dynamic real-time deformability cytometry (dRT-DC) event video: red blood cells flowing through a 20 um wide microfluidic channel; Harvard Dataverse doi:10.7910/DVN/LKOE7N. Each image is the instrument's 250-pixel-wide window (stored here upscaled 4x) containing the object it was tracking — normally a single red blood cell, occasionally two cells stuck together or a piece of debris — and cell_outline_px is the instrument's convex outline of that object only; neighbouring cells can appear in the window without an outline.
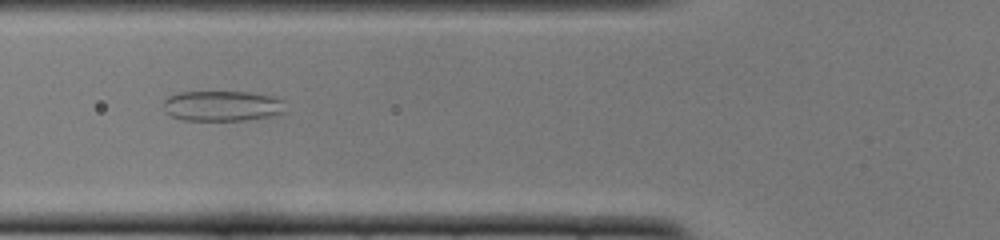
{"species": "common noctule bat (a hibernating species)", "species_latin": "Nyctalus noctula", "temperature_condition": "cold", "stored_images_in_passage": 52, "camera_frame_rate_fps": 3000, "um_per_image_px": 0.085, "animal": {"sex": "female", "body_mass_g": 22.0, "forearm_length_mm": 56.7}, "frame": {"image": 1, "passage_image": 19, "time_ms": 6.0, "image_size_px": [1000, 240], "cell_outline_px": [[284, 112], [268, 116], [244, 120], [184, 120], [172, 116], [164, 108], [164, 100], [168, 96], [180, 92], [248, 92], [272, 96], [284, 100]], "centroid_in_image_um": [18.89, 8.99], "position_along_channel_um": 106.9, "area_um2": 21.39}}
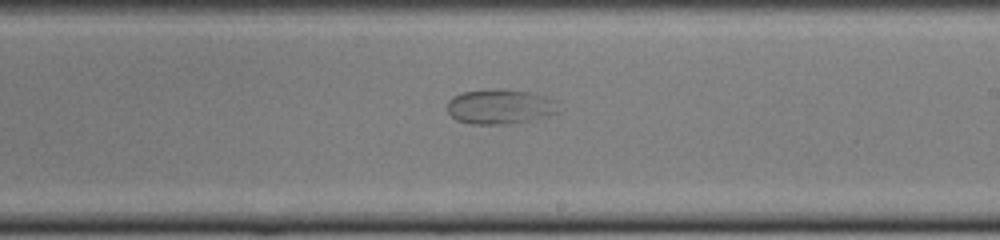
{"frame": {"image": 2, "passage_image": 30, "time_ms": 9.667, "image_size_px": [1000, 240], "cell_outline_px": [[556, 112], [520, 120], [500, 124], [472, 124], [456, 120], [448, 112], [448, 100], [452, 96], [460, 92], [488, 88], [496, 88], [528, 92], [544, 96], [556, 100]], "centroid_in_image_um": [42.36, 9.02], "position_along_channel_um": 246.6, "area_um2": 21.96}}
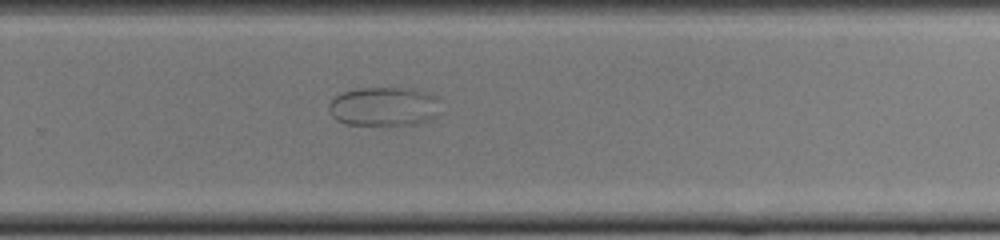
{"frame": {"image": 3, "passage_image": 34, "time_ms": 11.0, "image_size_px": [1000, 240], "cell_outline_px": [[440, 100], [436, 116], [412, 124], [348, 124], [336, 120], [332, 116], [328, 108], [328, 104], [336, 96], [344, 92], [356, 88], [416, 88], [440, 96]], "centroid_in_image_um": [32.65, 9.02], "position_along_channel_um": 297.1, "area_um2": 25.37}}